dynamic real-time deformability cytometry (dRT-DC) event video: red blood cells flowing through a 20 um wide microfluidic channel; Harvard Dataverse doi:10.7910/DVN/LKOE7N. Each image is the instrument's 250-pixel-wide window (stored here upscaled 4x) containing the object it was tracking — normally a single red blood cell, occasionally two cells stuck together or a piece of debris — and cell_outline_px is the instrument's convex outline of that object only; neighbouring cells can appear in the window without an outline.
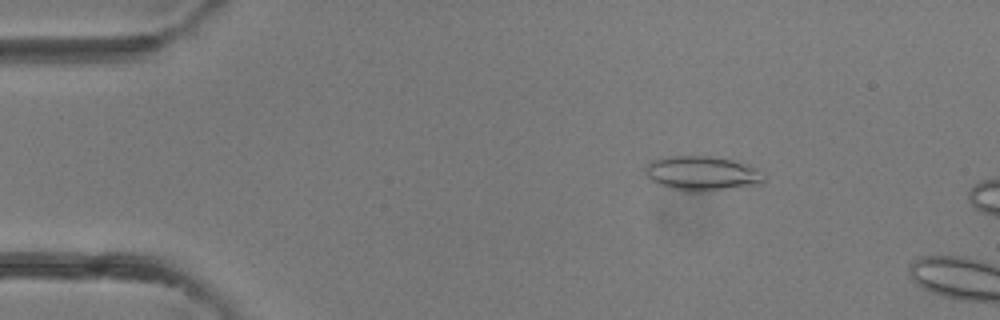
{"species": "common noctule bat (a hibernating species)", "species_latin": "Nyctalus noctula", "temperature_condition": "room temperature", "stored_images_in_passage": 11, "camera_frame_rate_fps": 3000, "um_per_image_px": 0.085, "animal": {"sex": "female"}, "frame": {"image": 1, "passage_image": 7, "time_ms": 2.0, "image_size_px": [1000, 320], "cell_outline_px": [[768, 180], [760, 184], [696, 192], [688, 192], [672, 188], [660, 184], [652, 180], [648, 176], [648, 164], [652, 160], [668, 156], [708, 156], [732, 160], [748, 164], [764, 176]], "centroid_in_image_um": [59.71, 14.73], "position_along_channel_um": 25.3, "area_um2": 23.35}}